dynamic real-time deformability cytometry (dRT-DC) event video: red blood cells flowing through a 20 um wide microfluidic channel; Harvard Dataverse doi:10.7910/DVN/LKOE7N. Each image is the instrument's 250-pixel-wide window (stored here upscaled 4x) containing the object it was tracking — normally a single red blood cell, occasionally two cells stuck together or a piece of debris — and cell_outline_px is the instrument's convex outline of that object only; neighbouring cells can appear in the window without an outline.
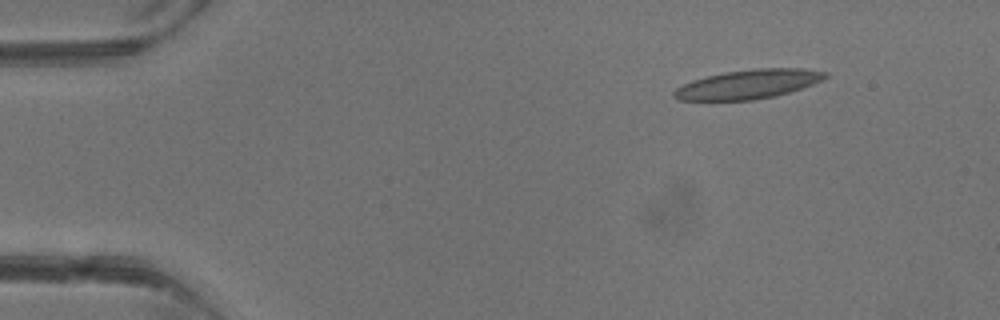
{"species": "common noctule bat (a hibernating species)", "species_latin": "Nyctalus noctula", "temperature_condition": "warm", "stored_images_in_passage": 4, "camera_frame_rate_fps": 3000, "um_per_image_px": 0.085, "animal": {"sex": "male", "body_mass_g": 13.3}, "frame": {"image": 1, "passage_image": 2, "time_ms": 1.0, "image_size_px": [1000, 320], "cell_outline_px": [[828, 76], [824, 80], [776, 96], [752, 100], [680, 100], [672, 96], [672, 92], [676, 88], [692, 80], [724, 72], [756, 68], [804, 68], [828, 72]], "centroid_in_image_um": [63.62, 7.15], "position_along_channel_um": 21.4, "area_um2": 25.66}}
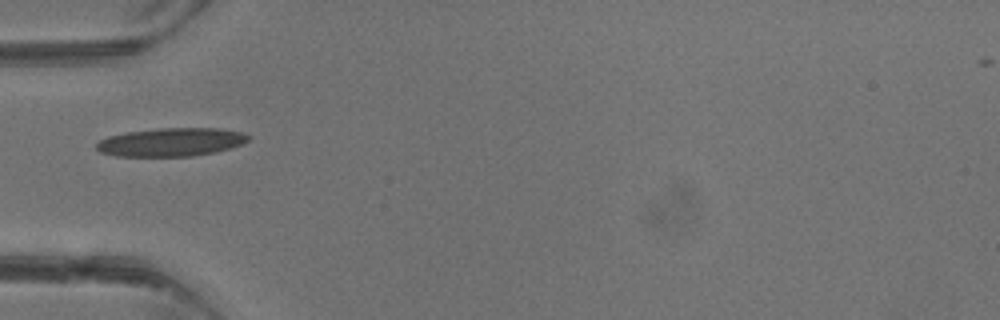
{"frame": {"image": 2, "passage_image": 4, "time_ms": 3.667, "image_size_px": [1000, 320], "cell_outline_px": [[252, 136], [248, 140], [232, 148], [216, 152], [192, 156], [116, 156], [100, 152], [96, 148], [96, 144], [100, 140], [108, 136], [128, 132], [160, 128], [216, 128], [240, 132]], "centroid_in_image_um": [14.55, 12.08], "position_along_channel_um": 70.5, "area_um2": 25.03}}